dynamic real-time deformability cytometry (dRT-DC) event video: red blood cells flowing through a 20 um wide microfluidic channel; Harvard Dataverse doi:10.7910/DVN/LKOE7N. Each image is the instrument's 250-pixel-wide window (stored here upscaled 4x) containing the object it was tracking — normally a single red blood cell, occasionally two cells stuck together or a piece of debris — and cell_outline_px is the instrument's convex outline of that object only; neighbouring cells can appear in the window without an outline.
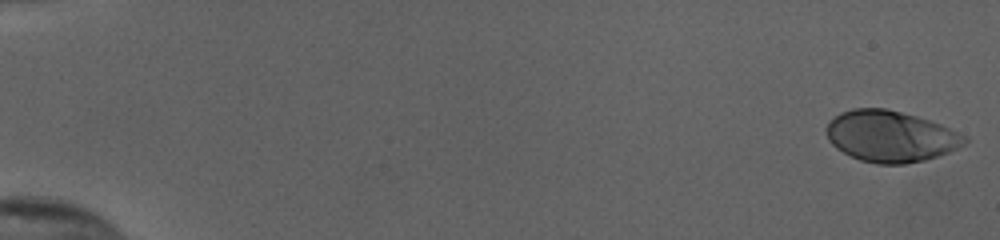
{"species": "human", "species_latin": "Homo sapiens", "temperature_condition": "cold", "stored_images_in_passage": 54, "camera_frame_rate_fps": 3000, "um_per_image_px": 0.085, "donor": {"sex": "female"}, "frame": {"image": 1, "passage_image": 1, "time_ms": 0.0, "image_size_px": [1000, 240], "cell_outline_px": [[968, 140], [964, 144], [948, 152], [924, 160], [904, 164], [876, 164], [860, 160], [836, 148], [828, 140], [828, 120], [840, 112], [852, 108], [884, 108], [916, 116], [940, 124], [968, 136]], "centroid_in_image_um": [75.69, 11.58], "position_along_channel_um": 9.3, "area_um2": 41.04}}
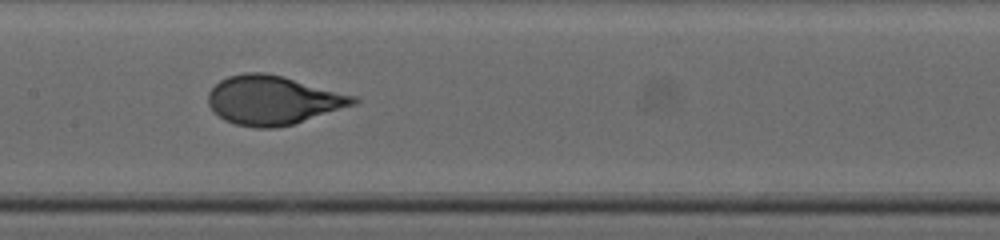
{"frame": {"image": 2, "passage_image": 29, "time_ms": 9.333, "image_size_px": [1000, 240], "cell_outline_px": [[360, 100], [356, 104], [292, 124], [272, 128], [256, 128], [236, 124], [224, 120], [208, 104], [208, 92], [220, 80], [228, 76], [244, 72], [264, 72], [284, 76], [356, 96]], "centroid_in_image_um": [23.2, 8.5], "position_along_channel_um": 184.2, "area_um2": 41.21}}
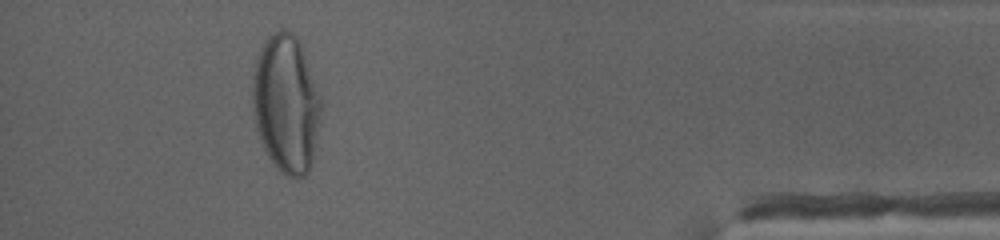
{"frame": {"image": 3, "passage_image": 50, "time_ms": 16.333, "image_size_px": [1000, 240], "cell_outline_px": [[324, 104], [312, 160], [308, 172], [304, 176], [288, 176], [276, 168], [264, 152], [252, 120], [252, 72], [260, 48], [264, 40], [268, 36], [280, 28], [284, 28], [292, 32], [300, 40]], "centroid_in_image_um": [24.31, 8.79], "position_along_channel_um": 410.9, "area_um2": 56.47}, "authors_computed_cell_mechanics": {"area_um2": 40.8646, "velocity_mm_per_s": 3.8463, "shape_relaxation_time_tau1_ms": 4.0142, "shape_relaxation_time_tau2_ms": null, "deformation_change_tau1": 0.2179, "deformation_change_tau2": null}}